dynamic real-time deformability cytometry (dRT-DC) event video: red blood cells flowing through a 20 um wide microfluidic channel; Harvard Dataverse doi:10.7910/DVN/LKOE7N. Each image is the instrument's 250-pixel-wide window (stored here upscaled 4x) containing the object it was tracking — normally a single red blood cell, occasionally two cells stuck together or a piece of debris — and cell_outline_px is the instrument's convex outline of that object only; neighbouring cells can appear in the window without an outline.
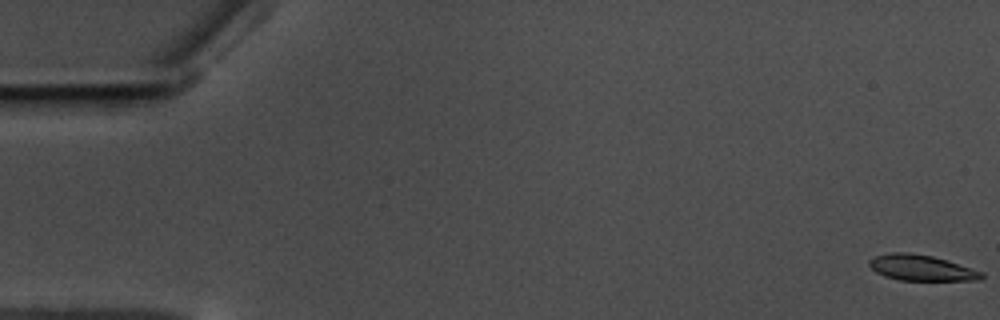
{"species": "common noctule bat (a hibernating species)", "species_latin": "Nyctalus noctula", "temperature_condition": "warm", "stored_images_in_passage": 59, "camera_frame_rate_fps": 3000, "um_per_image_px": 0.085, "animal": {"sex": "male", "body_mass_g": 17.5, "forearm_length_mm": 52.3}, "frame": {"image": 1, "passage_image": 1, "time_ms": 0.0, "image_size_px": [1000, 320], "cell_outline_px": [[984, 276], [980, 280], [900, 280], [884, 276], [876, 272], [868, 264], [868, 260], [872, 256], [892, 252], [908, 252], [932, 256], [948, 260], [984, 272]], "centroid_in_image_um": [78.3, 22.75], "position_along_channel_um": 6.7, "area_um2": 16.99}}
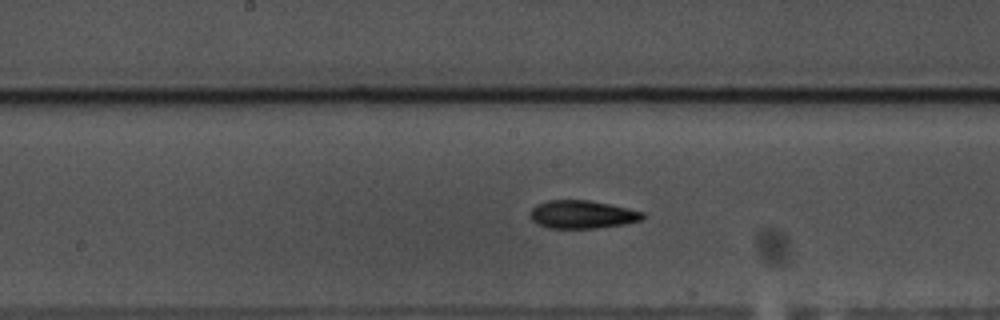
{"frame": {"image": 2, "passage_image": 31, "time_ms": 10.0, "image_size_px": [1000, 320], "cell_outline_px": [[644, 216], [640, 220], [624, 224], [596, 228], [548, 228], [532, 220], [528, 212], [536, 204], [548, 200], [588, 200], [608, 204], [644, 212]], "centroid_in_image_um": [49.44, 18.22], "position_along_channel_um": 198.8, "area_um2": 18.26}}
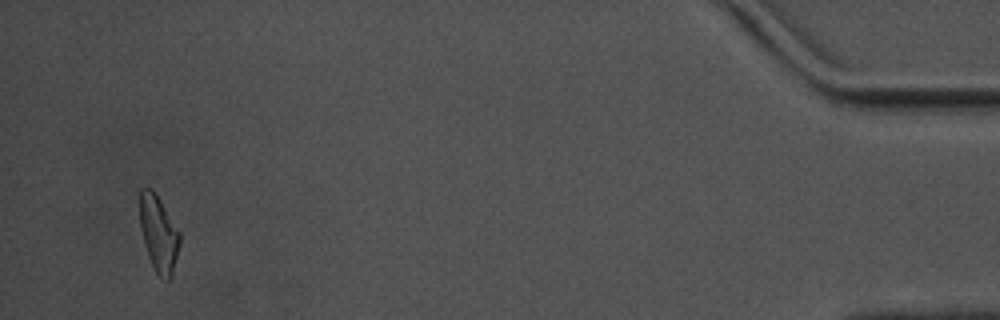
{"frame": {"image": 3, "passage_image": 57, "time_ms": 18.667, "image_size_px": [1000, 320], "cell_outline_px": [[180, 244], [172, 276], [168, 280], [160, 276], [156, 272], [148, 256], [144, 244], [140, 228], [140, 188], [148, 188], [160, 200], [180, 232]], "centroid_in_image_um": [13.49, 19.89], "position_along_channel_um": 421.7, "area_um2": 17.46}, "authors_computed_cell_mechanics": {"area_um2": 17.8024, "velocity_mm_per_s": 3.5113, "shape_relaxation_time_tau1_ms": 4.593, "shape_relaxation_time_tau2_ms": 4.5602, "deformation_change_tau1": 0.1461, "deformation_change_tau2": 0.1158}}